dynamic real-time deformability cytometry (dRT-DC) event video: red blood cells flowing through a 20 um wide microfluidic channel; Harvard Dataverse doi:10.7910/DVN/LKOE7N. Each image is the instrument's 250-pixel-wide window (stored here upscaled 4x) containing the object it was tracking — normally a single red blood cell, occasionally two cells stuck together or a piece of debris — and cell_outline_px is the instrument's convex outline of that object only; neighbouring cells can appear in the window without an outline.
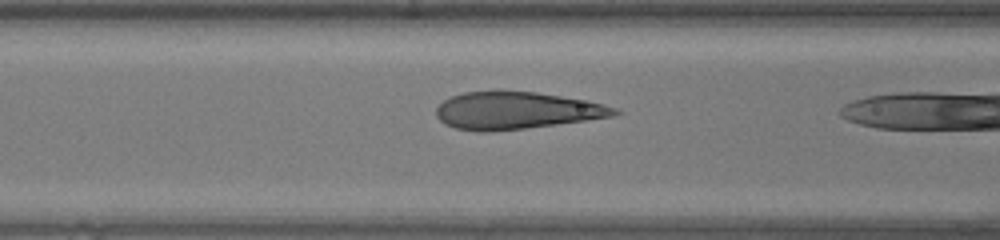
{"species": "human", "species_latin": "Homo sapiens", "temperature_condition": "warm", "stored_images_in_passage": 16, "camera_frame_rate_fps": 3000, "um_per_image_px": 0.085, "donor": {"sex": "female"}, "frame": {"image": 1, "passage_image": 15, "time_ms": 4.667, "image_size_px": [1000, 240], "cell_outline_px": [[624, 112], [612, 116], [556, 124], [524, 128], [488, 132], [480, 132], [456, 128], [444, 124], [436, 116], [436, 108], [444, 100], [452, 96], [464, 92], [500, 88], [536, 92], [588, 100], [604, 104], [616, 108]], "centroid_in_image_um": [43.86, 9.36], "position_along_channel_um": 122.7, "area_um2": 39.36}}